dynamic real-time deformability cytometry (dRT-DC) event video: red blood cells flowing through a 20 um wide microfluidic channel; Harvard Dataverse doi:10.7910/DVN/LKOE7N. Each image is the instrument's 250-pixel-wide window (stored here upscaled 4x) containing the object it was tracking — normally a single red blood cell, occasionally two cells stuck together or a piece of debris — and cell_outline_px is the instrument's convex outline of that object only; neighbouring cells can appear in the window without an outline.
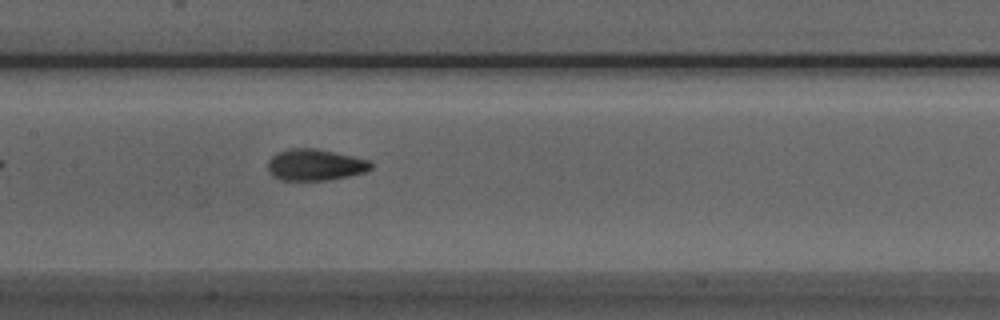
{"species": "Egyptian fruit bat (a non-hibernating species)", "species_latin": "Rousettus aegyptiacus", "temperature_condition": "room temperature", "stored_images_in_passage": 22, "camera_frame_rate_fps": 3000, "um_per_image_px": 0.085, "animal": {"sex": "male"}, "frame": {"image": 1, "passage_image": 10, "time_ms": 3.0, "image_size_px": [1000, 320], "cell_outline_px": [[372, 168], [364, 172], [348, 176], [328, 180], [280, 180], [272, 176], [268, 172], [268, 160], [272, 156], [288, 148], [316, 148], [352, 156], [368, 160], [372, 164]], "centroid_in_image_um": [26.75, 14.01], "position_along_channel_um": 180.6, "area_um2": 18.84}}
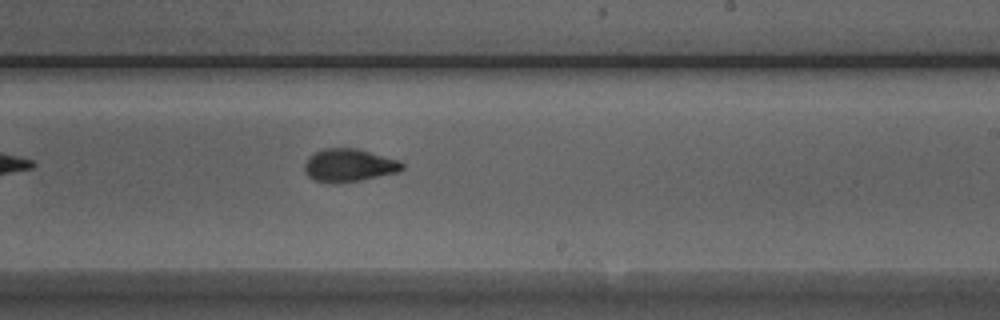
{"frame": {"image": 2, "passage_image": 16, "time_ms": 5.0, "image_size_px": [1000, 320], "cell_outline_px": [[404, 168], [400, 172], [360, 180], [336, 184], [312, 180], [304, 172], [304, 164], [308, 156], [324, 148], [356, 148], [400, 160], [404, 164]], "centroid_in_image_um": [29.66, 14.06], "position_along_channel_um": 259.3, "area_um2": 19.02}}
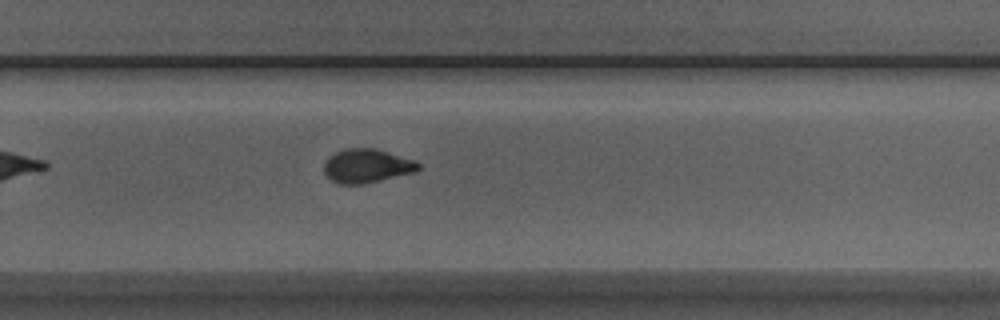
{"frame": {"image": 3, "passage_image": 19, "time_ms": 6.0, "image_size_px": [1000, 320], "cell_outline_px": [[420, 168], [416, 172], [364, 184], [340, 184], [332, 180], [324, 172], [324, 164], [328, 156], [344, 148], [376, 148], [412, 160], [420, 164]], "centroid_in_image_um": [31.16, 14.1], "position_along_channel_um": 298.6, "area_um2": 18.55}}